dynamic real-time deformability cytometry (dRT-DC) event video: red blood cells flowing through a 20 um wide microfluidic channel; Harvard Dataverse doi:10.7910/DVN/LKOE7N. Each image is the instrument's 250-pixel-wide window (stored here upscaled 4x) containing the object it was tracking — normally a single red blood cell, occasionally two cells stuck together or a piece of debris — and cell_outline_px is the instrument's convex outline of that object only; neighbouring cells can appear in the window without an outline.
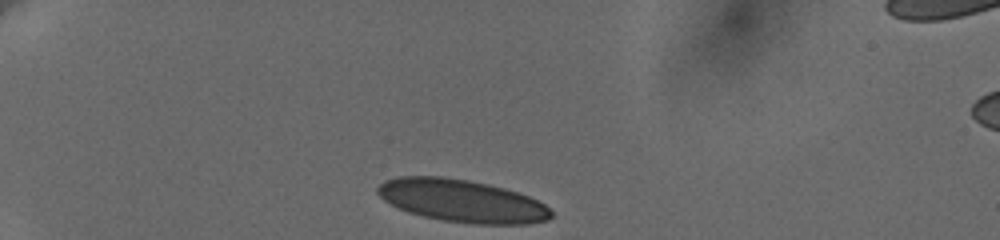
{"species": "human", "species_latin": "Homo sapiens", "temperature_condition": "cold", "stored_images_in_passage": 36, "camera_frame_rate_fps": 3000, "um_per_image_px": 0.085, "donor": {"sex": "female"}, "frame": {"image": 1, "passage_image": 1, "time_ms": 0.0, "image_size_px": [1000, 240], "cell_outline_px": [[552, 216], [548, 220], [528, 224], [472, 224], [444, 220], [424, 216], [408, 212], [384, 200], [376, 192], [376, 188], [384, 180], [400, 176], [440, 176], [468, 180], [488, 184], [504, 188], [528, 196], [544, 204], [552, 212]], "centroid_in_image_um": [39.26, 17.07], "position_along_channel_um": 45.7, "area_um2": 42.89}}
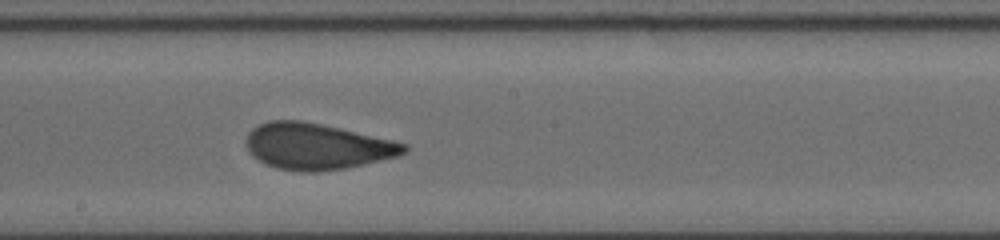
{"frame": {"image": 2, "passage_image": 20, "time_ms": 6.333, "image_size_px": [1000, 240], "cell_outline_px": [[408, 148], [400, 156], [348, 168], [316, 172], [300, 172], [276, 168], [252, 156], [248, 152], [248, 132], [252, 128], [268, 120], [300, 120], [320, 124], [392, 140], [408, 144]], "centroid_in_image_um": [26.95, 12.45], "position_along_channel_um": 221.2, "area_um2": 42.31}}
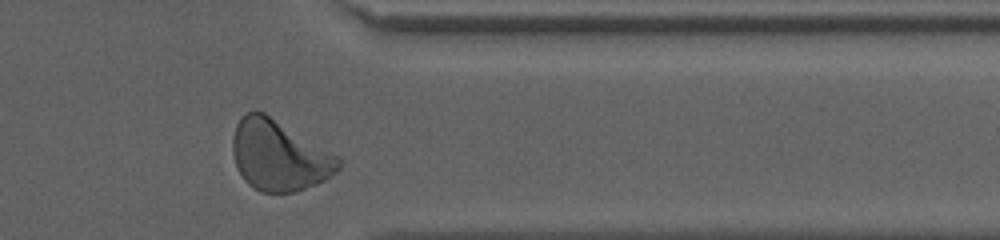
{"frame": {"image": 3, "passage_image": 34, "time_ms": 11.0, "image_size_px": [1000, 240], "cell_outline_px": [[340, 168], [336, 172], [324, 180], [316, 184], [292, 192], [260, 192], [248, 184], [244, 180], [236, 164], [232, 152], [232, 136], [236, 124], [248, 112], [264, 112], [340, 156]], "centroid_in_image_um": [23.73, 13.22], "position_along_channel_um": 387.7, "area_um2": 43.23}, "authors_computed_cell_mechanics": {"area_um2": 42.3963, "velocity_mm_per_s": 3.6283, "shape_relaxation_time_tau1_ms": 6.1311, "shape_relaxation_time_tau2_ms": 0.6885, "deformation_change_tau1": 0.1689, "deformation_change_tau2": 0.0785}}